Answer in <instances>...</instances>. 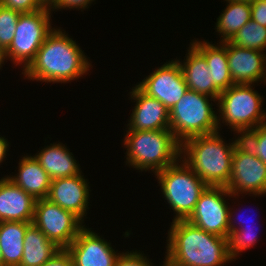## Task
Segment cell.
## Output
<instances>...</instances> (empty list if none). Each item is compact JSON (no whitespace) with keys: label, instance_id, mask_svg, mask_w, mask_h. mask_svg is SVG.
<instances>
[{"label":"cell","instance_id":"obj_28","mask_svg":"<svg viewBox=\"0 0 266 266\" xmlns=\"http://www.w3.org/2000/svg\"><path fill=\"white\" fill-rule=\"evenodd\" d=\"M240 140L253 154L266 164V122L252 130L242 133Z\"/></svg>","mask_w":266,"mask_h":266},{"label":"cell","instance_id":"obj_36","mask_svg":"<svg viewBox=\"0 0 266 266\" xmlns=\"http://www.w3.org/2000/svg\"><path fill=\"white\" fill-rule=\"evenodd\" d=\"M154 264L152 263L151 266H153ZM155 266V265H154ZM160 266H178L177 264H175L174 262H172L166 255H165V259L163 261V264Z\"/></svg>","mask_w":266,"mask_h":266},{"label":"cell","instance_id":"obj_31","mask_svg":"<svg viewBox=\"0 0 266 266\" xmlns=\"http://www.w3.org/2000/svg\"><path fill=\"white\" fill-rule=\"evenodd\" d=\"M94 1L96 0H58V2L50 10L54 12L60 9H78V11L80 9L82 12L83 10L88 9Z\"/></svg>","mask_w":266,"mask_h":266},{"label":"cell","instance_id":"obj_4","mask_svg":"<svg viewBox=\"0 0 266 266\" xmlns=\"http://www.w3.org/2000/svg\"><path fill=\"white\" fill-rule=\"evenodd\" d=\"M123 145L126 165L139 172L156 174L181 158V144L167 130L126 131Z\"/></svg>","mask_w":266,"mask_h":266},{"label":"cell","instance_id":"obj_39","mask_svg":"<svg viewBox=\"0 0 266 266\" xmlns=\"http://www.w3.org/2000/svg\"><path fill=\"white\" fill-rule=\"evenodd\" d=\"M237 1H243V2H249V3H252V2L255 1V0H237Z\"/></svg>","mask_w":266,"mask_h":266},{"label":"cell","instance_id":"obj_30","mask_svg":"<svg viewBox=\"0 0 266 266\" xmlns=\"http://www.w3.org/2000/svg\"><path fill=\"white\" fill-rule=\"evenodd\" d=\"M0 5L20 13H30L44 8L37 0H0Z\"/></svg>","mask_w":266,"mask_h":266},{"label":"cell","instance_id":"obj_24","mask_svg":"<svg viewBox=\"0 0 266 266\" xmlns=\"http://www.w3.org/2000/svg\"><path fill=\"white\" fill-rule=\"evenodd\" d=\"M226 7L215 23V31L221 38L219 42L229 41L234 35L251 20V7L249 2L225 0Z\"/></svg>","mask_w":266,"mask_h":266},{"label":"cell","instance_id":"obj_13","mask_svg":"<svg viewBox=\"0 0 266 266\" xmlns=\"http://www.w3.org/2000/svg\"><path fill=\"white\" fill-rule=\"evenodd\" d=\"M91 229L84 226L66 248L72 266H114L120 251H115L111 242Z\"/></svg>","mask_w":266,"mask_h":266},{"label":"cell","instance_id":"obj_35","mask_svg":"<svg viewBox=\"0 0 266 266\" xmlns=\"http://www.w3.org/2000/svg\"><path fill=\"white\" fill-rule=\"evenodd\" d=\"M44 8L51 9L58 0H37Z\"/></svg>","mask_w":266,"mask_h":266},{"label":"cell","instance_id":"obj_38","mask_svg":"<svg viewBox=\"0 0 266 266\" xmlns=\"http://www.w3.org/2000/svg\"><path fill=\"white\" fill-rule=\"evenodd\" d=\"M0 266H5L4 265V260H3V257H2L1 249H0Z\"/></svg>","mask_w":266,"mask_h":266},{"label":"cell","instance_id":"obj_8","mask_svg":"<svg viewBox=\"0 0 266 266\" xmlns=\"http://www.w3.org/2000/svg\"><path fill=\"white\" fill-rule=\"evenodd\" d=\"M52 13L50 9L42 8L20 14L12 43L4 51L6 62L9 60L15 66H23L22 72L28 68L47 36L55 28L50 21Z\"/></svg>","mask_w":266,"mask_h":266},{"label":"cell","instance_id":"obj_11","mask_svg":"<svg viewBox=\"0 0 266 266\" xmlns=\"http://www.w3.org/2000/svg\"><path fill=\"white\" fill-rule=\"evenodd\" d=\"M229 198L237 199V196L231 194L224 186H207L187 220L207 233L228 238L231 207L227 201Z\"/></svg>","mask_w":266,"mask_h":266},{"label":"cell","instance_id":"obj_19","mask_svg":"<svg viewBox=\"0 0 266 266\" xmlns=\"http://www.w3.org/2000/svg\"><path fill=\"white\" fill-rule=\"evenodd\" d=\"M20 158L17 174H7L6 177L35 200L47 198L52 180L50 176L33 155H24Z\"/></svg>","mask_w":266,"mask_h":266},{"label":"cell","instance_id":"obj_12","mask_svg":"<svg viewBox=\"0 0 266 266\" xmlns=\"http://www.w3.org/2000/svg\"><path fill=\"white\" fill-rule=\"evenodd\" d=\"M146 95L156 98L170 110L188 90L182 69L174 58L135 84Z\"/></svg>","mask_w":266,"mask_h":266},{"label":"cell","instance_id":"obj_37","mask_svg":"<svg viewBox=\"0 0 266 266\" xmlns=\"http://www.w3.org/2000/svg\"><path fill=\"white\" fill-rule=\"evenodd\" d=\"M5 60H4V53L0 51V70L3 67Z\"/></svg>","mask_w":266,"mask_h":266},{"label":"cell","instance_id":"obj_2","mask_svg":"<svg viewBox=\"0 0 266 266\" xmlns=\"http://www.w3.org/2000/svg\"><path fill=\"white\" fill-rule=\"evenodd\" d=\"M166 256L178 266H224L232 260L227 238L207 233L188 220L171 223Z\"/></svg>","mask_w":266,"mask_h":266},{"label":"cell","instance_id":"obj_9","mask_svg":"<svg viewBox=\"0 0 266 266\" xmlns=\"http://www.w3.org/2000/svg\"><path fill=\"white\" fill-rule=\"evenodd\" d=\"M32 223L61 249H66L86 226L72 212L61 208L48 198L36 200Z\"/></svg>","mask_w":266,"mask_h":266},{"label":"cell","instance_id":"obj_23","mask_svg":"<svg viewBox=\"0 0 266 266\" xmlns=\"http://www.w3.org/2000/svg\"><path fill=\"white\" fill-rule=\"evenodd\" d=\"M32 222H0V249L5 266H20L26 230Z\"/></svg>","mask_w":266,"mask_h":266},{"label":"cell","instance_id":"obj_33","mask_svg":"<svg viewBox=\"0 0 266 266\" xmlns=\"http://www.w3.org/2000/svg\"><path fill=\"white\" fill-rule=\"evenodd\" d=\"M42 266H72V259L66 249H61Z\"/></svg>","mask_w":266,"mask_h":266},{"label":"cell","instance_id":"obj_18","mask_svg":"<svg viewBox=\"0 0 266 266\" xmlns=\"http://www.w3.org/2000/svg\"><path fill=\"white\" fill-rule=\"evenodd\" d=\"M184 60L177 59L188 89L218 100L221 91L212 83L211 70L205 57L190 43Z\"/></svg>","mask_w":266,"mask_h":266},{"label":"cell","instance_id":"obj_10","mask_svg":"<svg viewBox=\"0 0 266 266\" xmlns=\"http://www.w3.org/2000/svg\"><path fill=\"white\" fill-rule=\"evenodd\" d=\"M229 192L235 196L266 195V164L240 140L232 155ZM242 194V195H241Z\"/></svg>","mask_w":266,"mask_h":266},{"label":"cell","instance_id":"obj_27","mask_svg":"<svg viewBox=\"0 0 266 266\" xmlns=\"http://www.w3.org/2000/svg\"><path fill=\"white\" fill-rule=\"evenodd\" d=\"M20 14L0 5V51L3 53L12 43Z\"/></svg>","mask_w":266,"mask_h":266},{"label":"cell","instance_id":"obj_5","mask_svg":"<svg viewBox=\"0 0 266 266\" xmlns=\"http://www.w3.org/2000/svg\"><path fill=\"white\" fill-rule=\"evenodd\" d=\"M255 85L234 84L221 91L216 106L219 131L223 124L240 136L266 122L264 97L255 91Z\"/></svg>","mask_w":266,"mask_h":266},{"label":"cell","instance_id":"obj_16","mask_svg":"<svg viewBox=\"0 0 266 266\" xmlns=\"http://www.w3.org/2000/svg\"><path fill=\"white\" fill-rule=\"evenodd\" d=\"M227 57L233 84L266 85V53L233 45L227 41Z\"/></svg>","mask_w":266,"mask_h":266},{"label":"cell","instance_id":"obj_22","mask_svg":"<svg viewBox=\"0 0 266 266\" xmlns=\"http://www.w3.org/2000/svg\"><path fill=\"white\" fill-rule=\"evenodd\" d=\"M23 246L20 266H42L61 250L33 223L26 230Z\"/></svg>","mask_w":266,"mask_h":266},{"label":"cell","instance_id":"obj_32","mask_svg":"<svg viewBox=\"0 0 266 266\" xmlns=\"http://www.w3.org/2000/svg\"><path fill=\"white\" fill-rule=\"evenodd\" d=\"M251 19L263 27H266V0H255L250 3Z\"/></svg>","mask_w":266,"mask_h":266},{"label":"cell","instance_id":"obj_29","mask_svg":"<svg viewBox=\"0 0 266 266\" xmlns=\"http://www.w3.org/2000/svg\"><path fill=\"white\" fill-rule=\"evenodd\" d=\"M140 250L120 252L114 266H151V259L147 258Z\"/></svg>","mask_w":266,"mask_h":266},{"label":"cell","instance_id":"obj_7","mask_svg":"<svg viewBox=\"0 0 266 266\" xmlns=\"http://www.w3.org/2000/svg\"><path fill=\"white\" fill-rule=\"evenodd\" d=\"M162 196L174 211L173 221L187 220L201 193L208 186L180 158L175 164L155 174Z\"/></svg>","mask_w":266,"mask_h":266},{"label":"cell","instance_id":"obj_15","mask_svg":"<svg viewBox=\"0 0 266 266\" xmlns=\"http://www.w3.org/2000/svg\"><path fill=\"white\" fill-rule=\"evenodd\" d=\"M129 92L135 107L129 117L126 131H153L170 129V115L166 106L143 93L136 85Z\"/></svg>","mask_w":266,"mask_h":266},{"label":"cell","instance_id":"obj_25","mask_svg":"<svg viewBox=\"0 0 266 266\" xmlns=\"http://www.w3.org/2000/svg\"><path fill=\"white\" fill-rule=\"evenodd\" d=\"M234 208H230L229 210V235H228V238H227V245H228V254H229V257L232 261H236L239 257V255L251 248L252 246H255L256 243H258V236L255 231H252L254 230L255 228L253 227L252 225V228L251 227H248L247 225H245L246 221L243 220L242 222V218L239 220L237 219V217H239L238 214H236V212H234ZM240 212V210H239ZM234 214V215H233ZM238 215L236 218H234V216ZM241 216V215H240ZM240 218V217H239ZM244 218V217H243ZM239 220L238 224L239 226H237V222L235 224V221ZM248 225L251 226V224L249 223ZM258 225V224H257ZM255 226V225H254ZM254 228V229H253Z\"/></svg>","mask_w":266,"mask_h":266},{"label":"cell","instance_id":"obj_6","mask_svg":"<svg viewBox=\"0 0 266 266\" xmlns=\"http://www.w3.org/2000/svg\"><path fill=\"white\" fill-rule=\"evenodd\" d=\"M212 101L217 105V99L188 89L169 110L170 130L180 144L219 131L218 111L213 110Z\"/></svg>","mask_w":266,"mask_h":266},{"label":"cell","instance_id":"obj_34","mask_svg":"<svg viewBox=\"0 0 266 266\" xmlns=\"http://www.w3.org/2000/svg\"><path fill=\"white\" fill-rule=\"evenodd\" d=\"M9 144L10 142H8V139L0 135V165L3 161L5 162V158H7L6 156L9 154Z\"/></svg>","mask_w":266,"mask_h":266},{"label":"cell","instance_id":"obj_17","mask_svg":"<svg viewBox=\"0 0 266 266\" xmlns=\"http://www.w3.org/2000/svg\"><path fill=\"white\" fill-rule=\"evenodd\" d=\"M35 202L6 176L0 178V222H32Z\"/></svg>","mask_w":266,"mask_h":266},{"label":"cell","instance_id":"obj_14","mask_svg":"<svg viewBox=\"0 0 266 266\" xmlns=\"http://www.w3.org/2000/svg\"><path fill=\"white\" fill-rule=\"evenodd\" d=\"M83 173L71 177L51 180L47 198L61 208L72 212L83 223L87 218L90 203V186Z\"/></svg>","mask_w":266,"mask_h":266},{"label":"cell","instance_id":"obj_3","mask_svg":"<svg viewBox=\"0 0 266 266\" xmlns=\"http://www.w3.org/2000/svg\"><path fill=\"white\" fill-rule=\"evenodd\" d=\"M220 134L218 131L187 139L181 144V159L208 186L227 187L232 155L240 136L235 135V139L227 143Z\"/></svg>","mask_w":266,"mask_h":266},{"label":"cell","instance_id":"obj_1","mask_svg":"<svg viewBox=\"0 0 266 266\" xmlns=\"http://www.w3.org/2000/svg\"><path fill=\"white\" fill-rule=\"evenodd\" d=\"M61 27L47 36L35 59L22 72L24 79L36 82L68 83L91 72V60ZM89 60V61H88Z\"/></svg>","mask_w":266,"mask_h":266},{"label":"cell","instance_id":"obj_21","mask_svg":"<svg viewBox=\"0 0 266 266\" xmlns=\"http://www.w3.org/2000/svg\"><path fill=\"white\" fill-rule=\"evenodd\" d=\"M190 42L206 59L211 70L212 83L220 90H226L234 85L230 74L227 41L212 44L208 40L193 39Z\"/></svg>","mask_w":266,"mask_h":266},{"label":"cell","instance_id":"obj_26","mask_svg":"<svg viewBox=\"0 0 266 266\" xmlns=\"http://www.w3.org/2000/svg\"><path fill=\"white\" fill-rule=\"evenodd\" d=\"M229 41L239 47L266 53V27L251 19Z\"/></svg>","mask_w":266,"mask_h":266},{"label":"cell","instance_id":"obj_20","mask_svg":"<svg viewBox=\"0 0 266 266\" xmlns=\"http://www.w3.org/2000/svg\"><path fill=\"white\" fill-rule=\"evenodd\" d=\"M70 149L61 142H53L33 156L40 163V166L46 171L52 180L57 178L71 177L82 173Z\"/></svg>","mask_w":266,"mask_h":266}]
</instances>
